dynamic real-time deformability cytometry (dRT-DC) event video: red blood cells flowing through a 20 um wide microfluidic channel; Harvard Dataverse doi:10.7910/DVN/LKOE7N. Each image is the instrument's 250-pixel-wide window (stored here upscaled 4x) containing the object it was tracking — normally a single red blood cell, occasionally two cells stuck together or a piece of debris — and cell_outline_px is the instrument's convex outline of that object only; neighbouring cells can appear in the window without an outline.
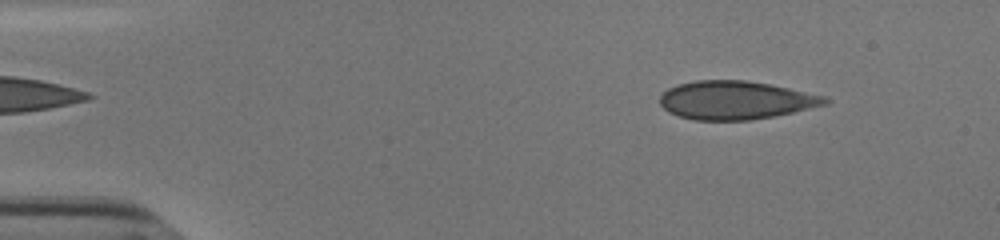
{"species": "human", "species_latin": "Homo sapiens", "temperature_condition": "cold", "stored_images_in_passage": 52, "camera_frame_rate_fps": 3000, "um_per_image_px": 0.085, "donor": {"sex": "male"}, "frame": {"image": 1, "passage_image": 6, "time_ms": 1.667, "image_size_px": [1000, 240], "cell_outline_px": [[828, 104], [792, 112], [752, 120], [696, 120], [680, 116], [668, 112], [660, 104], [660, 96], [668, 88], [680, 84], [696, 80], [744, 80], [768, 84], [788, 88], [824, 96], [828, 100]], "centroid_in_image_um": [62.5, 8.52], "position_along_channel_um": 22.5, "area_um2": 36.53}}
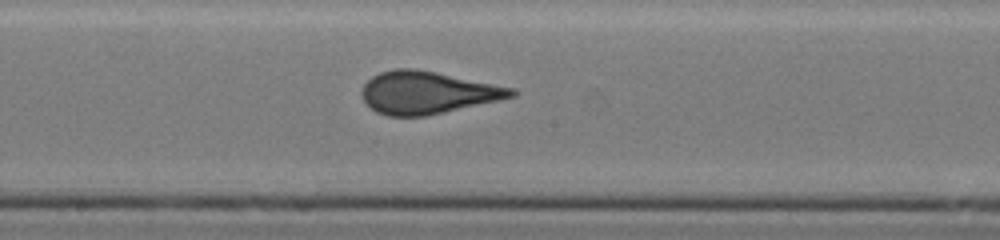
{"frame": {"image": 2, "passage_image": 28, "time_ms": 9.0, "image_size_px": [1000, 240], "cell_outline_px": [[520, 92], [516, 96], [500, 100], [444, 112], [424, 116], [388, 116], [376, 112], [364, 100], [364, 84], [372, 76], [380, 72], [396, 68], [416, 68], [436, 72], [512, 88]], "centroid_in_image_um": [36.35, 7.87], "position_along_channel_um": 211.8, "area_um2": 36.59}}
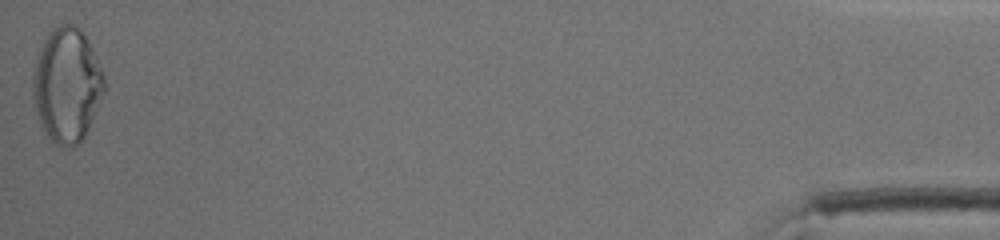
{"frame": {"image": 3, "passage_image": 52, "time_ms": 17.0, "image_size_px": [1000, 240], "cell_outline_px": [[108, 84], [88, 128], [84, 136], [72, 148], [64, 148], [56, 144], [48, 136], [40, 120], [36, 108], [32, 92], [32, 76], [36, 56], [48, 32], [60, 24], [72, 24], [80, 28], [88, 40], [92, 48]], "centroid_in_image_um": [5.7, 7.2], "position_along_channel_um": 429.5, "area_um2": 47.51}, "authors_computed_cell_mechanics": {"area_um2": 36.6452, "velocity_mm_per_s": 3.8435, "shape_relaxation_time_tau1_ms": 11.1203, "shape_relaxation_time_tau2_ms": null, "deformation_change_tau1": 0.2551, "deformation_change_tau2": null}}